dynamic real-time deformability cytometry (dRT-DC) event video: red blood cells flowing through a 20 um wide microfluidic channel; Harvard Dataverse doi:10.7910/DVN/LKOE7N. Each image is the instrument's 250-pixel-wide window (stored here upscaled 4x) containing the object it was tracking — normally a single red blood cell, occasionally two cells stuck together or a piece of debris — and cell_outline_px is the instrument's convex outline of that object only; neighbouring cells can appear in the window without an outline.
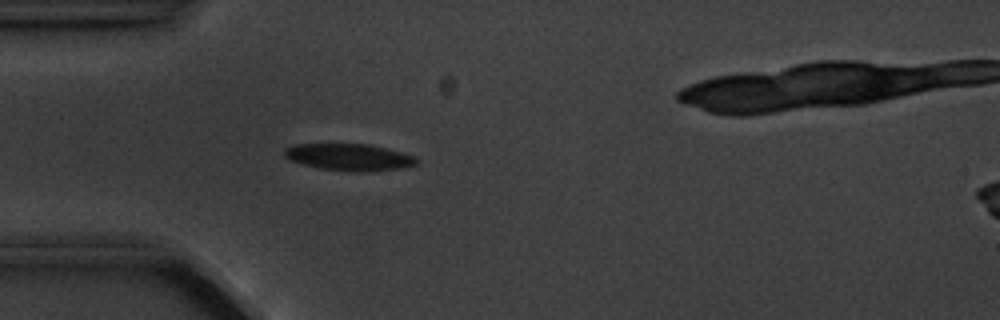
{"species": "common noctule bat (a hibernating species)", "species_latin": "Nyctalus noctula", "temperature_condition": "cold", "stored_images_in_passage": 6, "camera_frame_rate_fps": 3000, "um_per_image_px": 0.085, "animal": {"sex": "male", "body_mass_g": 20.1, "forearm_length_mm": 53.5}, "frame": {"image": 1, "passage_image": 5, "time_ms": 4.667, "image_size_px": [1000, 320], "cell_outline_px": [[416, 164], [396, 168], [360, 172], [320, 168], [304, 164], [292, 160], [284, 156], [284, 148], [296, 144], [368, 144], [416, 156]], "centroid_in_image_um": [29.63, 13.34], "position_along_channel_um": 55.4, "area_um2": 20.11}}